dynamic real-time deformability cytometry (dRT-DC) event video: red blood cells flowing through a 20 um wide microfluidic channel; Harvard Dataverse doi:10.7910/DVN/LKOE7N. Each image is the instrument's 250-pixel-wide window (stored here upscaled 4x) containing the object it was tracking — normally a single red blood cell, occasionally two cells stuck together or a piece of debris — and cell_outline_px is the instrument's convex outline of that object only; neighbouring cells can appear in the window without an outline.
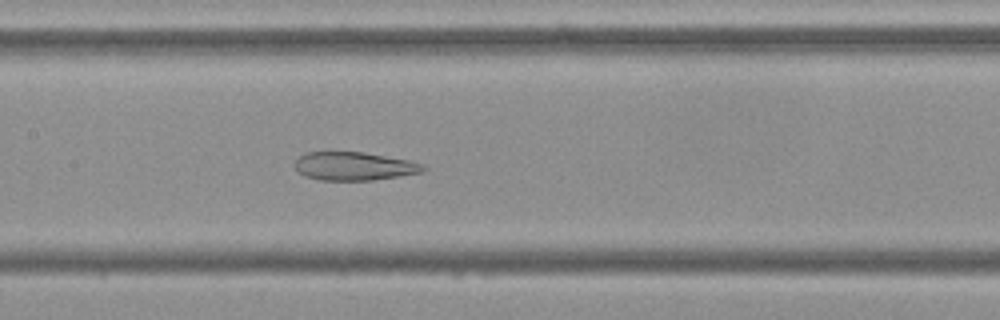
{"species": "Egyptian fruit bat (a non-hibernating species)", "species_latin": "Rousettus aegyptiacus", "temperature_condition": "cold", "stored_images_in_passage": 43, "camera_frame_rate_fps": 3000, "um_per_image_px": 0.085, "frame": {"image": 1, "passage_image": 15, "time_ms": 4.667, "image_size_px": [1000, 320], "cell_outline_px": [[428, 168], [424, 172], [400, 176], [372, 180], [320, 180], [304, 176], [296, 168], [296, 160], [304, 152], [364, 152], [408, 160], [424, 164]], "centroid_in_image_um": [30.14, 14.12], "position_along_channel_um": 177.3, "area_um2": 21.21}}
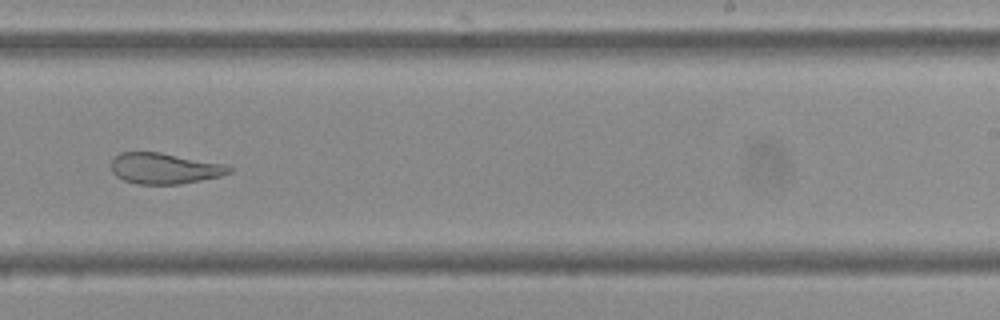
{"frame": {"image": 2, "passage_image": 23, "time_ms": 7.333, "image_size_px": [1000, 320], "cell_outline_px": [[232, 172], [220, 176], [180, 184], [136, 184], [124, 180], [116, 176], [112, 172], [112, 160], [120, 152], [160, 152], [224, 164], [232, 168]], "centroid_in_image_um": [13.97, 14.31], "position_along_channel_um": 275.0, "area_um2": 21.1}}
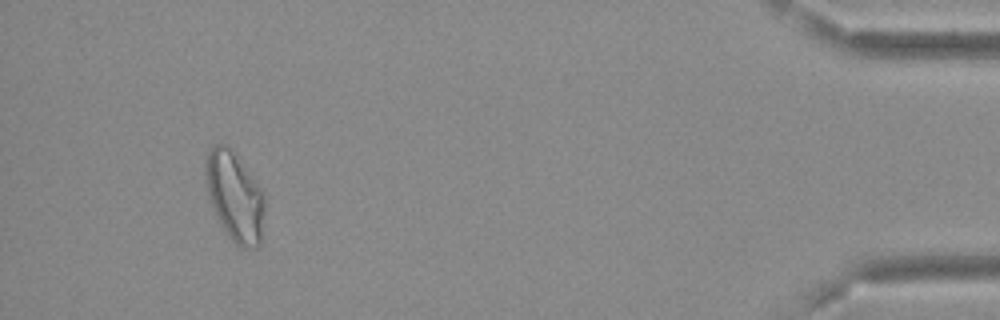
{"frame": {"image": 3, "passage_image": 40, "time_ms": 13.0, "image_size_px": [1000, 320], "cell_outline_px": [[264, 208], [260, 244], [256, 248], [240, 248], [228, 236], [208, 196], [204, 172], [204, 156], [216, 144], [228, 144], [264, 188]], "centroid_in_image_um": [19.97, 16.64], "position_along_channel_um": 415.2, "area_um2": 31.15}, "authors_computed_cell_mechanics": {"area_um2": 25.0852, "velocity_mm_per_s": 3.6798, "shape_relaxation_time_tau1_ms": null, "shape_relaxation_time_tau2_ms": 2.278, "deformation_change_tau1": null, "deformation_change_tau2": 0.1042}}